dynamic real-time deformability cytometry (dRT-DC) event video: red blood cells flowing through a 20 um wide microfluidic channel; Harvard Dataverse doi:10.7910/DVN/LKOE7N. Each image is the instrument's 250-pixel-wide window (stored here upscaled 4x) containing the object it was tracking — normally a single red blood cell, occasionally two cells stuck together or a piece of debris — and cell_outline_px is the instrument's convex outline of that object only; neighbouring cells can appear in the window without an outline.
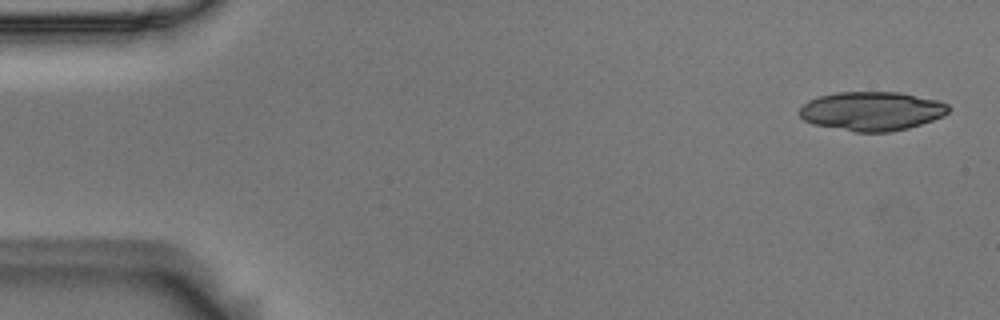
{"species": "Egyptian fruit bat (a non-hibernating species)", "species_latin": "Rousettus aegyptiacus", "temperature_condition": "room temperature", "stored_images_in_passage": 4, "camera_frame_rate_fps": 3000, "um_per_image_px": 0.085, "animal": {"sex": "male"}, "frame": {"image": 1, "passage_image": 1, "time_ms": 0.0, "image_size_px": [1000, 320], "cell_outline_px": [[948, 112], [944, 116], [908, 128], [892, 132], [856, 132], [812, 124], [804, 120], [800, 116], [800, 108], [808, 100], [820, 96], [836, 92], [900, 92], [940, 100], [948, 104]], "centroid_in_image_um": [74.11, 9.44], "position_along_channel_um": 10.9, "area_um2": 33.99}}